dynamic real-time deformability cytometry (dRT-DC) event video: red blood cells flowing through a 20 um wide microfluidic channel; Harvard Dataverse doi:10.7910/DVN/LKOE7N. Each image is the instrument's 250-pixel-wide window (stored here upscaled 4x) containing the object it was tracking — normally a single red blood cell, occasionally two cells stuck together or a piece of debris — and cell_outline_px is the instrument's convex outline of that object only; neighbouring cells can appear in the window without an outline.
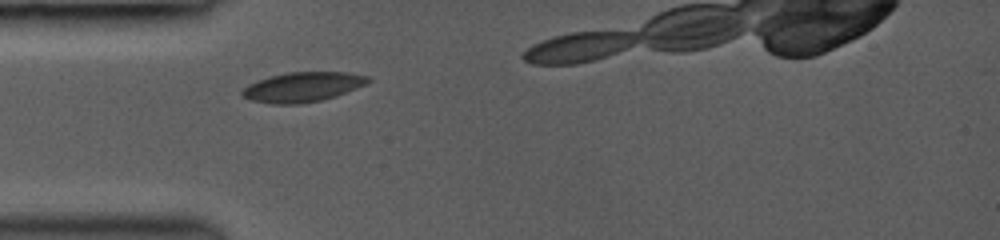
{"species": "common noctule bat (a hibernating species)", "species_latin": "Nyctalus noctula", "temperature_condition": "room temperature", "stored_images_in_passage": 7, "segment_of_instrument_passage": [1, 2], "camera_frame_rate_fps": 3000, "um_per_image_px": 0.085, "animal": {"sex": "female", "body_mass_g": 19.0, "forearm_length_mm": 53.3}, "frame": {"image": 1, "passage_image": 1, "time_ms": 0.0, "image_size_px": [1000, 240], "cell_outline_px": [[372, 80], [356, 88], [336, 96], [320, 100], [300, 104], [272, 104], [252, 100], [244, 96], [240, 92], [248, 84], [272, 76], [288, 72], [344, 72], [368, 76]], "centroid_in_image_um": [25.73, 7.4], "position_along_channel_um": 59.3, "area_um2": 21.5}}
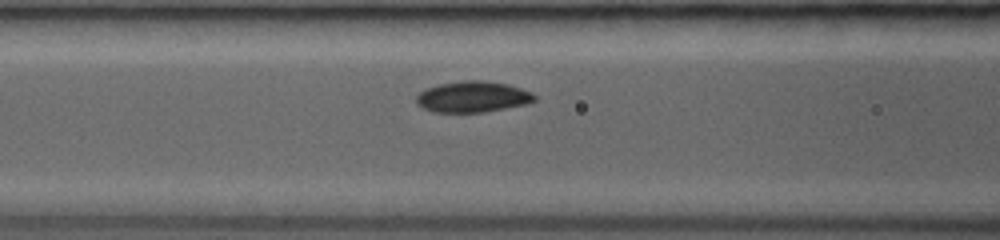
{"frame": {"image": 2, "passage_image": 5, "time_ms": 1.667, "image_size_px": [1000, 240], "cell_outline_px": [[536, 100], [528, 104], [484, 112], [432, 112], [416, 104], [416, 96], [424, 88], [436, 84], [460, 80], [480, 80], [508, 84], [532, 92], [536, 96]], "centroid_in_image_um": [40.16, 8.22], "position_along_channel_um": 126.4, "area_um2": 21.68}}